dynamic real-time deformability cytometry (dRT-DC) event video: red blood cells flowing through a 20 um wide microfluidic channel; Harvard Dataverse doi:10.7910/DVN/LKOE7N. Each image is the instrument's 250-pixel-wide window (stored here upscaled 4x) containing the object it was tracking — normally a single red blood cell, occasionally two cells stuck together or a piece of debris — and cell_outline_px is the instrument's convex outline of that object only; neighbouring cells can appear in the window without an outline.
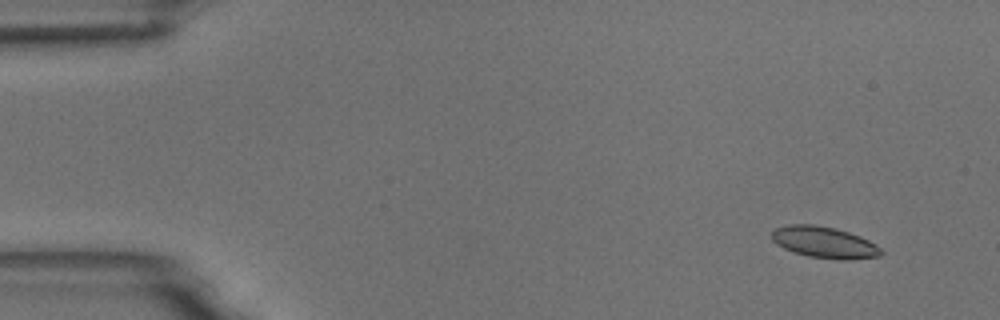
{"species": "common noctule bat (a hibernating species)", "species_latin": "Nyctalus noctula", "temperature_condition": "room temperature", "stored_images_in_passage": 5, "camera_frame_rate_fps": 3000, "um_per_image_px": 0.085, "animal": {"sex": "male", "body_mass_g": 18.8}, "frame": {"image": 1, "passage_image": 2, "time_ms": 1.0, "image_size_px": [1000, 320], "cell_outline_px": [[884, 252], [880, 256], [852, 260], [840, 260], [808, 256], [792, 252], [776, 244], [772, 240], [772, 232], [776, 228], [788, 224], [816, 224], [836, 228], [860, 236], [876, 244]], "centroid_in_image_um": [70.07, 20.6], "position_along_channel_um": 14.9, "area_um2": 20.23}}
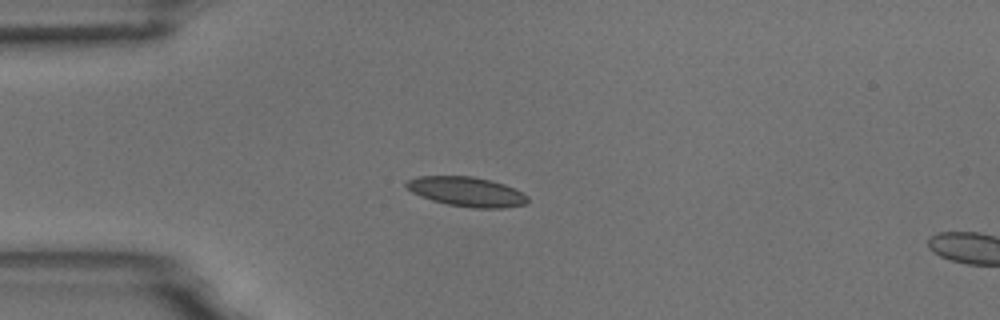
{"frame": {"image": 2, "passage_image": 4, "time_ms": 4.333, "image_size_px": [1000, 320], "cell_outline_px": [[528, 200], [524, 204], [504, 208], [472, 208], [448, 204], [432, 200], [420, 196], [412, 192], [404, 184], [408, 180], [420, 176], [472, 176], [504, 184], [516, 188], [528, 196]], "centroid_in_image_um": [39.68, 16.29], "position_along_channel_um": 45.3, "area_um2": 20.81}}